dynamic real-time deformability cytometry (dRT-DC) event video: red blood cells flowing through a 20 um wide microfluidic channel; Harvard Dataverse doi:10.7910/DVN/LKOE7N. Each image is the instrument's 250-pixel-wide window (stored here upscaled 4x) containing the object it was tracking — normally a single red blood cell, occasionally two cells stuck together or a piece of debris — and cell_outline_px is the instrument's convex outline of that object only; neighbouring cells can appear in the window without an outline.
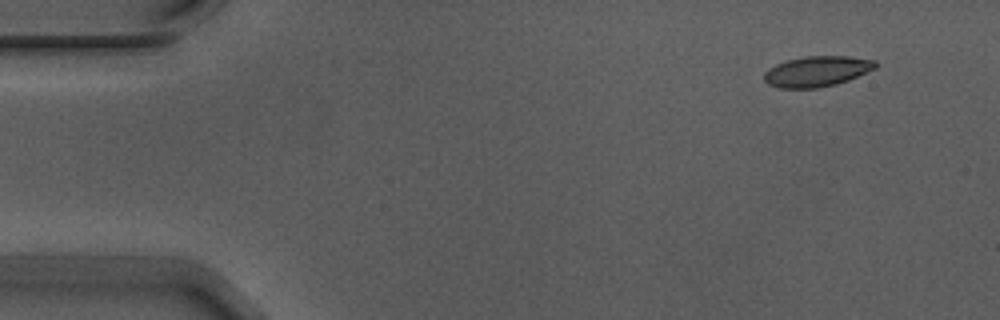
{"species": "Egyptian fruit bat (a non-hibernating species)", "species_latin": "Rousettus aegyptiacus", "temperature_condition": "warm", "stored_images_in_passage": 46, "camera_frame_rate_fps": 3000, "um_per_image_px": 0.085, "animal": {"sex": "male"}, "frame": {"image": 1, "passage_image": 1, "time_ms": 0.0, "image_size_px": [1000, 320], "cell_outline_px": [[880, 64], [876, 68], [848, 80], [836, 84], [816, 88], [780, 88], [768, 84], [764, 80], [764, 72], [768, 68], [776, 64], [788, 60], [808, 56], [848, 56], [876, 60]], "centroid_in_image_um": [69.46, 6.06], "position_along_channel_um": 15.5, "area_um2": 19.83}}
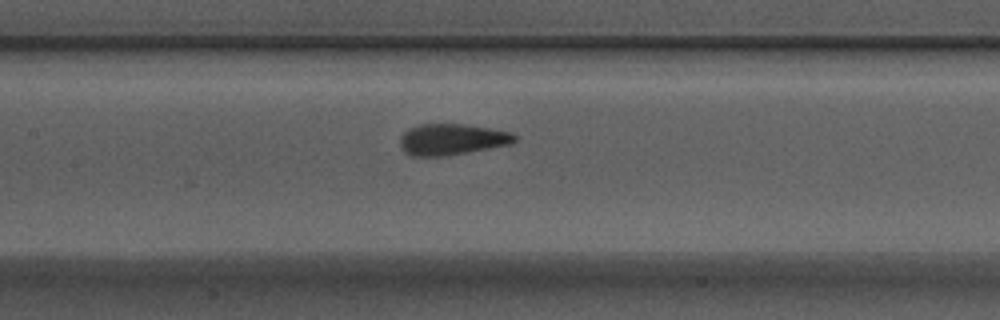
{"frame": {"image": 2, "passage_image": 22, "time_ms": 7.0, "image_size_px": [1000, 320], "cell_outline_px": [[516, 140], [508, 144], [488, 148], [444, 156], [412, 156], [404, 152], [400, 144], [400, 136], [408, 128], [420, 124], [464, 124], [488, 128], [508, 132], [516, 136]], "centroid_in_image_um": [38.33, 11.84], "position_along_channel_um": 169.1, "area_um2": 20.52}}
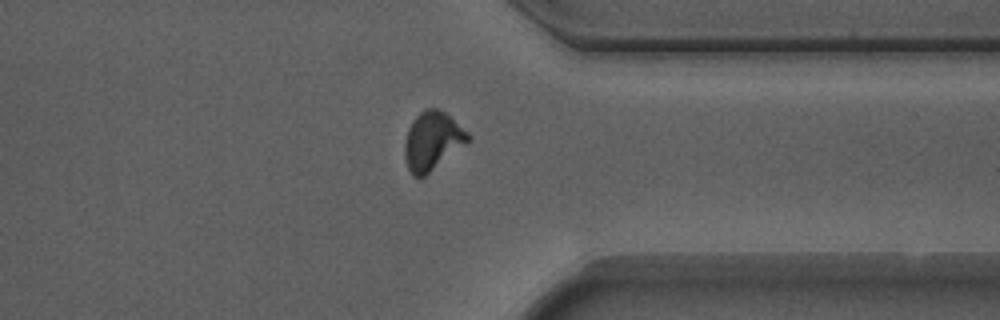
{"frame": {"image": 3, "passage_image": 39, "time_ms": 12.667, "image_size_px": [1000, 320], "cell_outline_px": [[472, 140], [424, 176], [412, 176], [408, 168], [404, 152], [404, 144], [408, 128], [412, 120], [424, 108], [436, 108], [444, 112], [468, 132]], "centroid_in_image_um": [36.75, 11.96], "position_along_channel_um": 374.6, "area_um2": 21.44}, "authors_computed_cell_mechanics": {"area_um2": 20.5479, "velocity_mm_per_s": 3.7105, "shape_relaxation_time_tau1_ms": 4.125, "shape_relaxation_time_tau2_ms": 0.7859, "deformation_change_tau1": 0.1672, "deformation_change_tau2": 0.0817}}